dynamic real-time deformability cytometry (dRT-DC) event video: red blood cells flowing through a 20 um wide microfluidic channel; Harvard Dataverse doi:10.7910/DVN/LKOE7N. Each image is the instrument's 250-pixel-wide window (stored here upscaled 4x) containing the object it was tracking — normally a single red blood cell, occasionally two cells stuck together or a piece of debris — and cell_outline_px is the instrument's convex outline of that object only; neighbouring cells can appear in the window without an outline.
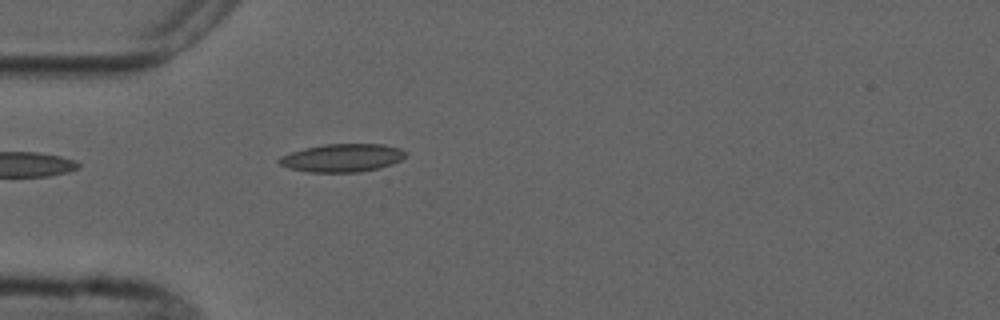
{"species": "common noctule bat (a hibernating species)", "species_latin": "Nyctalus noctula", "temperature_condition": "cold", "stored_images_in_passage": 5, "camera_frame_rate_fps": 3000, "um_per_image_px": 0.085, "animal": {"sex": "male", "forearm_length_mm": 52.5}, "frame": {"image": 1, "passage_image": 5, "time_ms": 4.333, "image_size_px": [1000, 320], "cell_outline_px": [[408, 152], [400, 160], [392, 164], [380, 168], [360, 172], [308, 172], [288, 168], [280, 164], [276, 160], [280, 156], [304, 148], [324, 144], [384, 144], [400, 148]], "centroid_in_image_um": [29.09, 13.42], "position_along_channel_um": 55.9, "area_um2": 20.81}}